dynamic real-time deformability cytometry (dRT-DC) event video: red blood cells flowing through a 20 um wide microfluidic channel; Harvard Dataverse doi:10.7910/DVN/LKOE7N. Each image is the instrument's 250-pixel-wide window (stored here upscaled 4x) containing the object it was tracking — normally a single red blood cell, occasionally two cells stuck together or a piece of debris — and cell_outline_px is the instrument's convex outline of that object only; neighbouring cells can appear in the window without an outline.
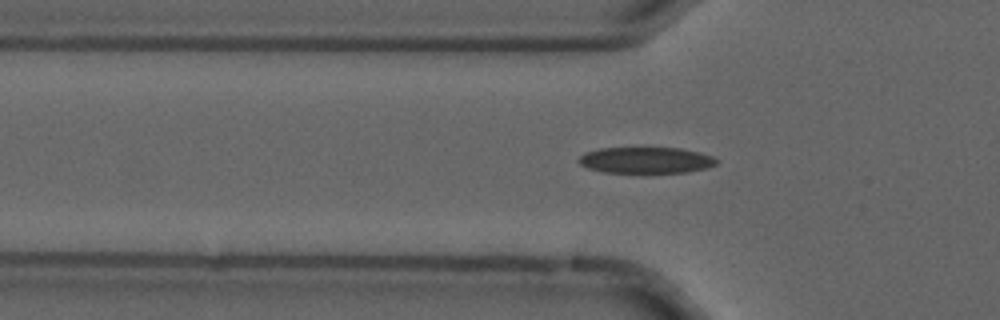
{"species": "common noctule bat (a hibernating species)", "species_latin": "Nyctalus noctula", "temperature_condition": "cold", "stored_images_in_passage": 9, "camera_frame_rate_fps": 3000, "um_per_image_px": 0.085, "animal": {"sex": "male", "forearm_length_mm": 52.5}, "frame": {"image": 1, "passage_image": 7, "time_ms": 2.0, "image_size_px": [1000, 320], "cell_outline_px": [[720, 160], [716, 164], [708, 168], [688, 172], [604, 172], [588, 168], [580, 164], [576, 160], [584, 152], [600, 148], [680, 148], [700, 152], [712, 156]], "centroid_in_image_um": [54.92, 13.61], "position_along_channel_um": 70.9, "area_um2": 21.1}}